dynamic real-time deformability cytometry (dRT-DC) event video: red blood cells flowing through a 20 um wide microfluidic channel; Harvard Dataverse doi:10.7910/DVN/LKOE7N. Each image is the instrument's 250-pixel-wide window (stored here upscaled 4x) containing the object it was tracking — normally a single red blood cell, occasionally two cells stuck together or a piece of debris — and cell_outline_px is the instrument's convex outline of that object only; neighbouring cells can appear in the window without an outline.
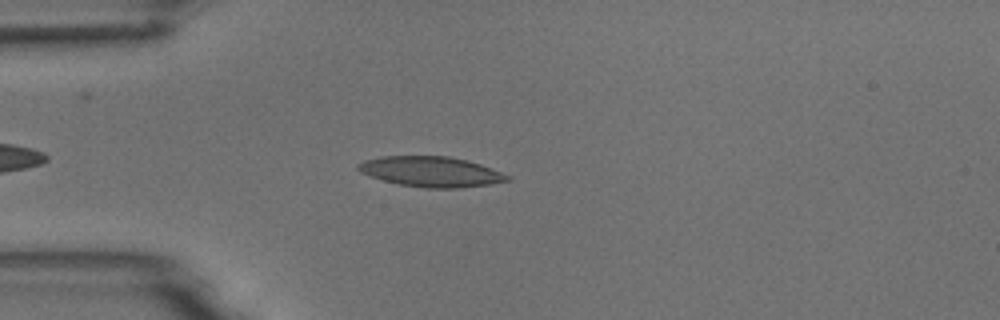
{"species": "common noctule bat (a hibernating species)", "species_latin": "Nyctalus noctula", "temperature_condition": "room temperature", "stored_images_in_passage": 5, "camera_frame_rate_fps": 3000, "um_per_image_px": 0.085, "animal": {"sex": "male", "body_mass_g": 18.8}, "frame": {"image": 1, "passage_image": 4, "time_ms": 4.333, "image_size_px": [1000, 320], "cell_outline_px": [[512, 180], [488, 184], [460, 188], [424, 188], [400, 184], [384, 180], [360, 172], [356, 168], [356, 164], [364, 160], [380, 156], [448, 156], [480, 164], [512, 176]], "centroid_in_image_um": [36.64, 14.59], "position_along_channel_um": 48.4, "area_um2": 26.24}}